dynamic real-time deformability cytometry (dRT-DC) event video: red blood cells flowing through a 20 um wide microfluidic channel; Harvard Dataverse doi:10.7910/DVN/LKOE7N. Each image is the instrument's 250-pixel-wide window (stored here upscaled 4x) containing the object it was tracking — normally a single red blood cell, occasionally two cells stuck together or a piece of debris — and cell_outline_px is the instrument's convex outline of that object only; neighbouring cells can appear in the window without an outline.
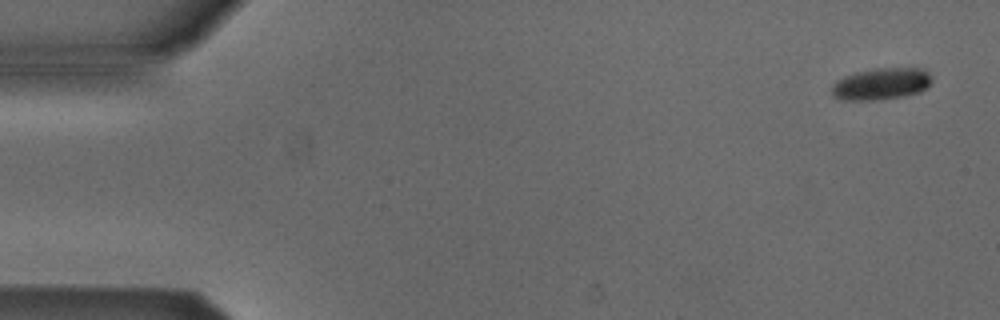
{"species": "Egyptian fruit bat (a non-hibernating species)", "species_latin": "Rousettus aegyptiacus", "temperature_condition": "cold", "stored_images_in_passage": 7, "camera_frame_rate_fps": 3000, "um_per_image_px": 0.085, "animal": {"sex": "male"}, "frame": {"image": 1, "passage_image": 1, "time_ms": 0.0, "image_size_px": [1000, 320], "cell_outline_px": [[932, 80], [920, 92], [900, 96], [872, 100], [848, 100], [832, 96], [832, 84], [836, 80], [844, 76], [856, 72], [876, 68], [924, 68], [932, 76]], "centroid_in_image_um": [74.89, 7.11], "position_along_channel_um": 10.1, "area_um2": 18.38}}
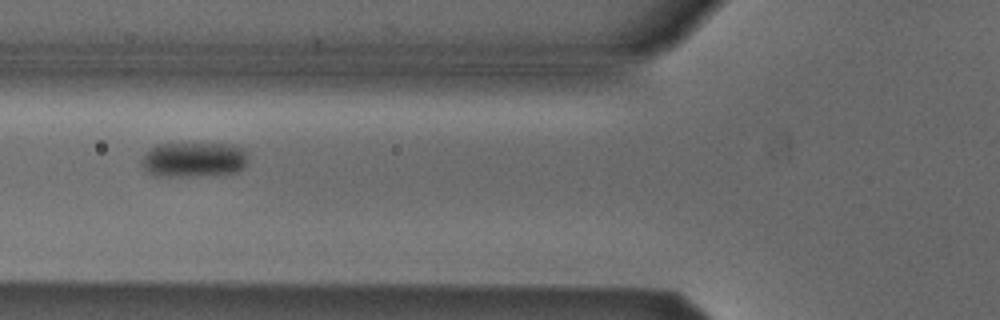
{"frame": {"image": 2, "passage_image": 6, "time_ms": 1.667, "image_size_px": [1000, 320], "cell_outline_px": [[248, 164], [244, 168], [236, 172], [220, 176], [156, 176], [148, 172], [140, 164], [140, 160], [144, 152], [148, 148], [156, 144], [232, 144], [244, 148], [248, 156]], "centroid_in_image_um": [16.49, 13.58], "position_along_channel_um": 109.3, "area_um2": 22.48}}
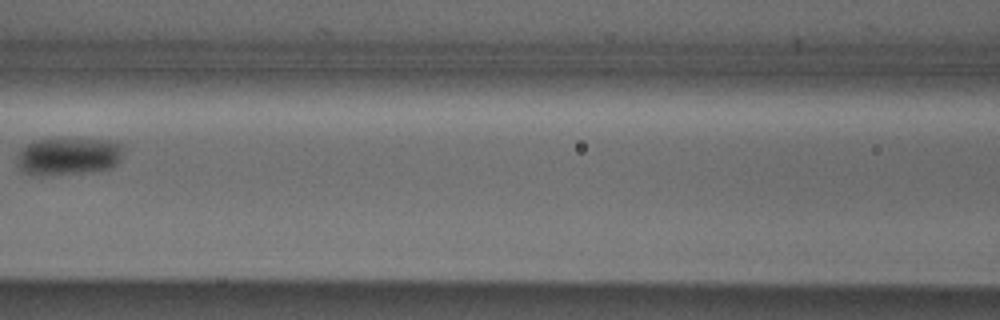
{"frame": {"image": 3, "passage_image": 7, "time_ms": 2.0, "image_size_px": [1000, 320], "cell_outline_px": [[124, 144], [120, 160], [112, 168], [92, 172], [48, 176], [40, 176], [24, 172], [16, 164], [16, 156], [20, 148], [36, 140], [56, 136], [112, 140]], "centroid_in_image_um": [5.81, 13.25], "position_along_channel_um": 160.8, "area_um2": 24.62}}